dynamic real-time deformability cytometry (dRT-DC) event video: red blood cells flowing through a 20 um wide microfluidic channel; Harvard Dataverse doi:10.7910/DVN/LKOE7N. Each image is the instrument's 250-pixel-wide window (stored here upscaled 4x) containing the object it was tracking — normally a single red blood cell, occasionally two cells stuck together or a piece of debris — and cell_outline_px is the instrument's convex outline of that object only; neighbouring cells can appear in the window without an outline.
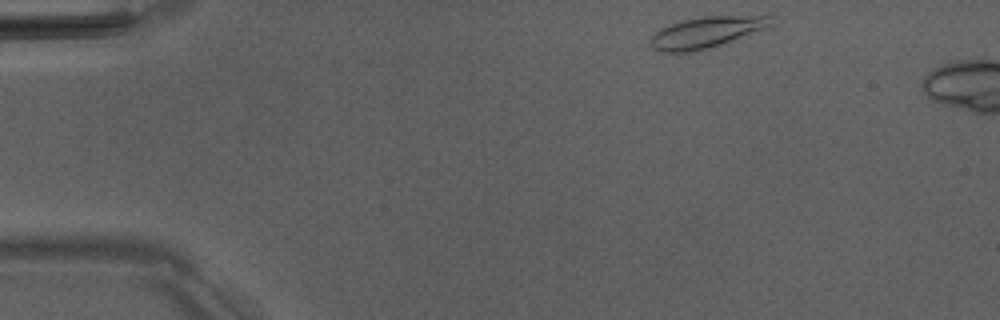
{"species": "Egyptian fruit bat (a non-hibernating species)", "species_latin": "Rousettus aegyptiacus", "temperature_condition": "room temperature", "stored_images_in_passage": 6, "camera_frame_rate_fps": 3000, "um_per_image_px": 0.085, "animal": {"sex": "male"}, "frame": {"image": 1, "passage_image": 1, "time_ms": 0.0, "image_size_px": [1000, 320], "cell_outline_px": [[772, 24], [764, 28], [720, 44], [708, 48], [688, 52], [660, 52], [652, 48], [648, 44], [648, 40], [660, 28], [684, 20], [704, 16], [772, 16]], "centroid_in_image_um": [59.94, 2.75], "position_along_channel_um": 25.1, "area_um2": 21.33}}